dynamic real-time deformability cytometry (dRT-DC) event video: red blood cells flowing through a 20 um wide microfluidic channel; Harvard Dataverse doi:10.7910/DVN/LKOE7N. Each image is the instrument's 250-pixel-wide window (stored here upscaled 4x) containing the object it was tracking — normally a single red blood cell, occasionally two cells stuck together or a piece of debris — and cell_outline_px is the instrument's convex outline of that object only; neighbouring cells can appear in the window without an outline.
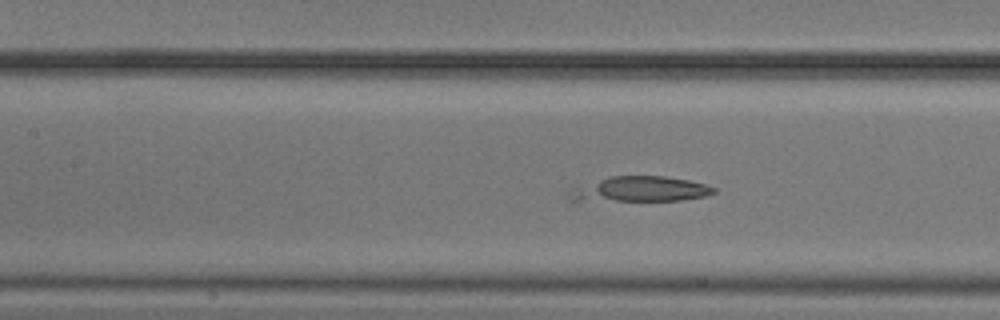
{"species": "common noctule bat (a hibernating species)", "species_latin": "Nyctalus noctula", "temperature_condition": "cold", "stored_images_in_passage": 43, "camera_frame_rate_fps": 3000, "um_per_image_px": 0.085, "animal": {"sex": "male", "body_mass_g": 20.5, "forearm_length_mm": 52.5}, "frame": {"image": 1, "passage_image": 13, "time_ms": 4.0, "image_size_px": [1000, 320], "cell_outline_px": [[716, 192], [708, 196], [680, 200], [576, 204], [568, 200], [568, 192], [572, 188], [612, 176], [664, 176], [688, 180], [704, 184], [716, 188]], "centroid_in_image_um": [54.25, 16.15], "position_along_channel_um": 153.2, "area_um2": 22.48}}
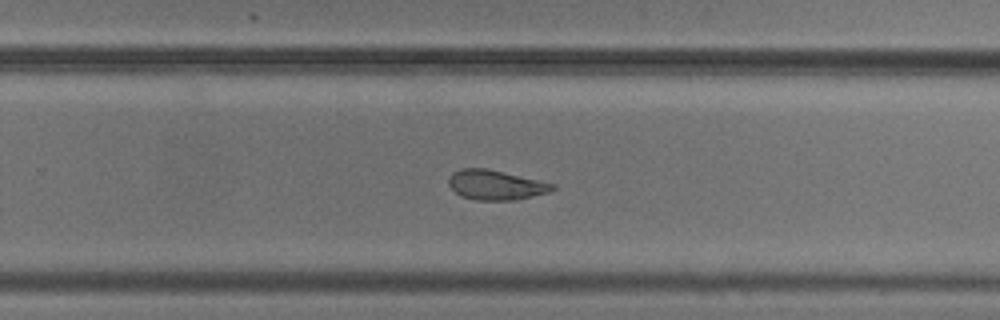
{"frame": {"image": 2, "passage_image": 24, "time_ms": 7.667, "image_size_px": [1000, 320], "cell_outline_px": [[556, 188], [548, 192], [516, 200], [476, 200], [464, 196], [456, 192], [448, 184], [448, 176], [452, 172], [460, 168], [488, 168], [556, 184]], "centroid_in_image_um": [42.13, 15.7], "position_along_channel_um": 287.7, "area_um2": 18.03}}
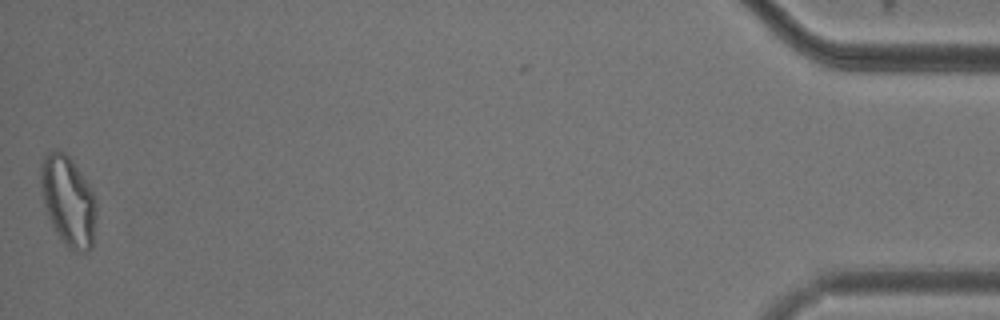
{"frame": {"image": 3, "passage_image": 43, "time_ms": 14.0, "image_size_px": [1000, 320], "cell_outline_px": [[96, 216], [92, 248], [88, 252], [76, 252], [68, 248], [64, 244], [56, 232], [48, 216], [44, 204], [40, 184], [40, 164], [44, 156], [48, 152], [56, 148], [64, 152], [68, 156], [80, 172], [88, 184], [96, 200]], "centroid_in_image_um": [5.79, 17.09], "position_along_channel_um": 429.4, "area_um2": 29.25}}